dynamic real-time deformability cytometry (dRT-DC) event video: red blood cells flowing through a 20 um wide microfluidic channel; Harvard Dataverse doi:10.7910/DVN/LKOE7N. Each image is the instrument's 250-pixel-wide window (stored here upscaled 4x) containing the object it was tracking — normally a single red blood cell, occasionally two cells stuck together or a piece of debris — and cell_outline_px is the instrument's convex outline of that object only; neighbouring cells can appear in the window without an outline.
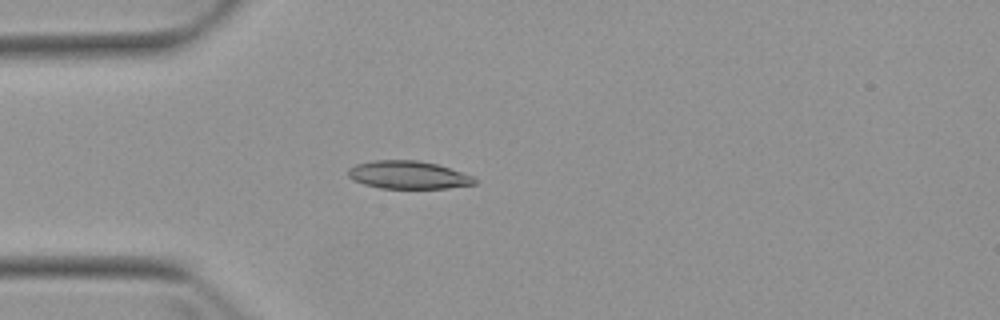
{"species": "Egyptian fruit bat (a non-hibernating species)", "species_latin": "Rousettus aegyptiacus", "temperature_condition": "warm", "stored_images_in_passage": 3, "camera_frame_rate_fps": 3000, "um_per_image_px": 0.085, "animal": {"sex": "female"}, "frame": {"image": 1, "passage_image": 2, "time_ms": 1.333, "image_size_px": [1000, 320], "cell_outline_px": [[476, 184], [448, 188], [380, 188], [364, 184], [352, 180], [348, 176], [348, 168], [356, 164], [372, 160], [416, 160], [436, 164], [472, 176], [476, 180]], "centroid_in_image_um": [34.65, 14.87], "position_along_channel_um": 50.4, "area_um2": 20.46}}